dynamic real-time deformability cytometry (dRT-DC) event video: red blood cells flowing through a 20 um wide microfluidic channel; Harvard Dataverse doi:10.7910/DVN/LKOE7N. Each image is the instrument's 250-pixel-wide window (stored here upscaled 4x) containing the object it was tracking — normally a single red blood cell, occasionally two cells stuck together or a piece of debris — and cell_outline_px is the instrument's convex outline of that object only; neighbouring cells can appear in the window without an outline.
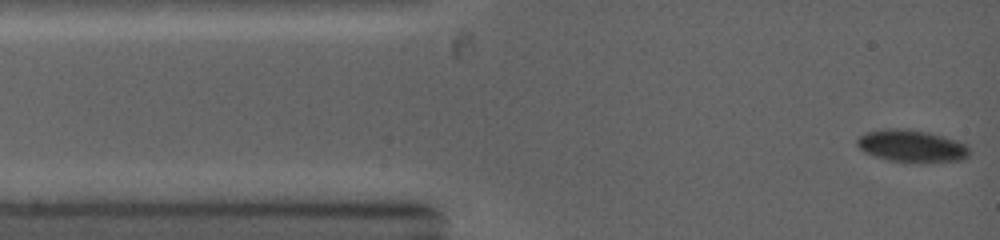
{"species": "common noctule bat (a hibernating species)", "species_latin": "Nyctalus noctula", "temperature_condition": "warm", "stored_images_in_passage": 4, "camera_frame_rate_fps": 5000, "um_per_image_px": 0.085, "animal": {"sex": "female", "body_mass_g": 19.0, "forearm_length_mm": 53.3}, "frame": {"image": 1, "passage_image": 1, "time_ms": 0.0, "image_size_px": [1000, 240], "cell_outline_px": [[972, 152], [964, 160], [920, 164], [904, 164], [876, 156], [864, 152], [856, 144], [856, 140], [860, 136], [868, 132], [888, 128], [908, 128], [928, 132], [944, 136], [956, 140], [964, 144]], "centroid_in_image_um": [77.53, 12.44], "position_along_channel_um": 7.5, "area_um2": 21.73}}
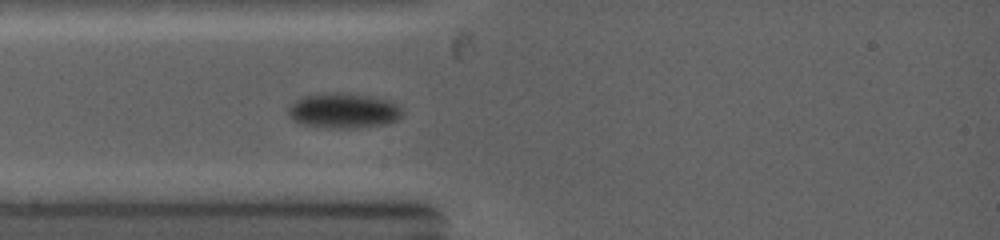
{"frame": {"image": 2, "passage_image": 4, "time_ms": 2.6, "image_size_px": [1000, 240], "cell_outline_px": [[404, 112], [396, 120], [384, 124], [352, 128], [316, 128], [292, 120], [288, 112], [288, 104], [300, 96], [316, 92], [348, 92], [392, 100]], "centroid_in_image_um": [29.13, 9.38], "position_along_channel_um": 55.9, "area_um2": 24.04}}